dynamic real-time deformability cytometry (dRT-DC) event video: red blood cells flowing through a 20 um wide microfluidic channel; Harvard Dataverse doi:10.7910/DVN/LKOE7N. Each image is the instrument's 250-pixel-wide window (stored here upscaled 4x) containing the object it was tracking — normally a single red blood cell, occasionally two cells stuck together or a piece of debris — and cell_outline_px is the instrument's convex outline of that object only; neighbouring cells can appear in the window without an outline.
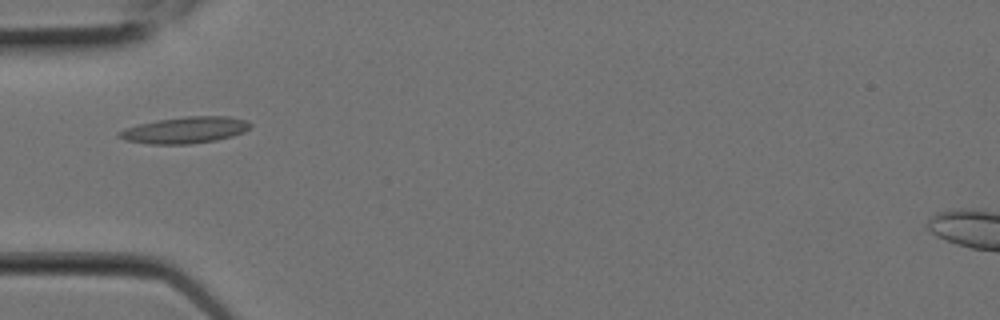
{"species": "Egyptian fruit bat (a non-hibernating species)", "species_latin": "Rousettus aegyptiacus", "temperature_condition": "room temperature", "stored_images_in_passage": 9, "camera_frame_rate_fps": 3000, "um_per_image_px": 0.085, "animal": {"sex": "female"}, "frame": {"image": 1, "passage_image": 7, "time_ms": 2.0, "image_size_px": [1000, 320], "cell_outline_px": [[252, 128], [244, 132], [232, 136], [216, 140], [188, 144], [148, 144], [124, 140], [116, 136], [116, 132], [124, 128], [140, 124], [160, 120], [184, 116], [228, 116], [244, 120], [252, 124]], "centroid_in_image_um": [15.71, 11.06], "position_along_channel_um": 69.3, "area_um2": 20.29}}
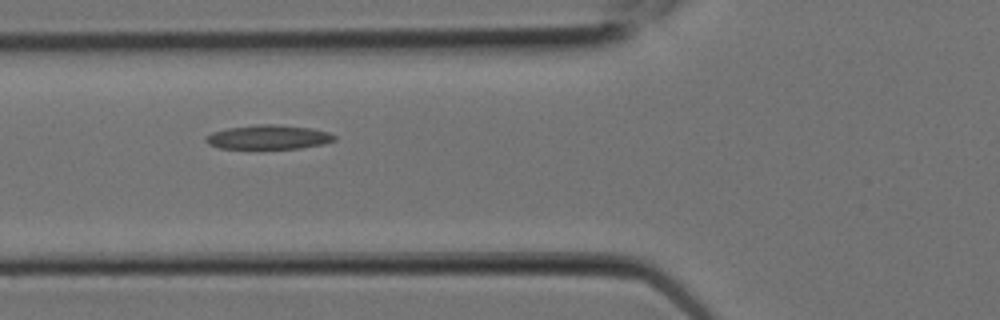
{"frame": {"image": 2, "passage_image": 8, "time_ms": 2.333, "image_size_px": [1000, 320], "cell_outline_px": [[336, 140], [324, 144], [300, 148], [220, 148], [208, 144], [204, 140], [204, 136], [212, 132], [228, 128], [256, 124], [276, 124], [312, 128], [328, 132], [336, 136]], "centroid_in_image_um": [22.82, 11.65], "position_along_channel_um": 103.0, "area_um2": 18.21}}
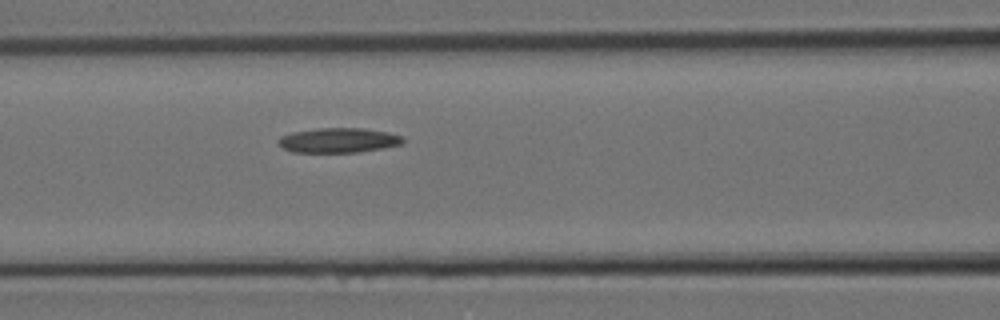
{"frame": {"image": 3, "passage_image": 9, "time_ms": 2.667, "image_size_px": [1000, 320], "cell_outline_px": [[404, 140], [400, 144], [380, 148], [356, 152], [292, 152], [284, 148], [276, 140], [280, 136], [292, 132], [320, 128], [364, 128], [388, 132], [404, 136]], "centroid_in_image_um": [28.76, 11.91], "position_along_channel_um": 137.8, "area_um2": 17.86}}